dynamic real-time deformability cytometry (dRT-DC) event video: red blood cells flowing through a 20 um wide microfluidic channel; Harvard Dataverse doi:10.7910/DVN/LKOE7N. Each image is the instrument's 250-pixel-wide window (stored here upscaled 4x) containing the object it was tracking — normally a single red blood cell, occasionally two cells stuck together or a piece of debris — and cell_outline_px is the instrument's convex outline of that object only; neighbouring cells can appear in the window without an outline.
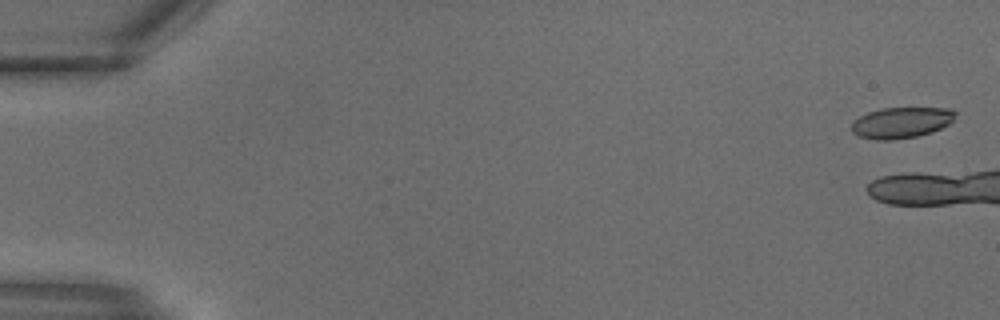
{"species": "common noctule bat (a hibernating species)", "species_latin": "Nyctalus noctula", "temperature_condition": "warm", "stored_images_in_passage": 6, "camera_frame_rate_fps": 3000, "um_per_image_px": 0.085, "animal": {"sex": "male", "body_mass_g": 18.8}, "frame": {"image": 1, "passage_image": 1, "time_ms": 0.0, "image_size_px": [1000, 320], "cell_outline_px": [[956, 112], [952, 120], [948, 124], [932, 132], [916, 136], [892, 140], [876, 140], [856, 136], [852, 132], [852, 120], [868, 112], [884, 108], [952, 108]], "centroid_in_image_um": [76.57, 10.42], "position_along_channel_um": 8.4, "area_um2": 18.73}}